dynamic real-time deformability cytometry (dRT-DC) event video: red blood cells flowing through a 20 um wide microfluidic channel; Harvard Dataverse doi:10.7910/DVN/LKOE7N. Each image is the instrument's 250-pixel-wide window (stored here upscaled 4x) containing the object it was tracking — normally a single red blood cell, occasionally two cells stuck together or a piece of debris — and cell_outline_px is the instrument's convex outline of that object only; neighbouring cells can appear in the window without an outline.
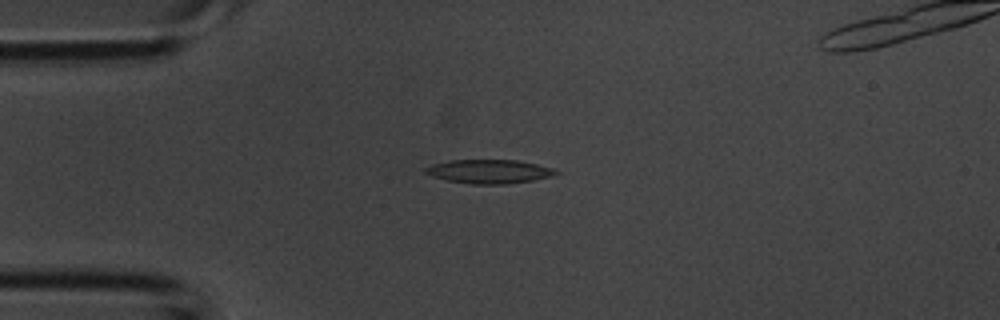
{"species": "common noctule bat (a hibernating species)", "species_latin": "Nyctalus noctula", "temperature_condition": "room temperature", "stored_images_in_passage": 3, "camera_frame_rate_fps": 3000, "um_per_image_px": 0.085, "animal": {"sex": "male", "body_mass_g": 20.1, "forearm_length_mm": 53.5}, "frame": {"image": 1, "passage_image": 2, "time_ms": 0.333, "image_size_px": [1000, 320], "cell_outline_px": [[560, 172], [552, 176], [532, 180], [504, 184], [472, 184], [448, 180], [432, 176], [424, 172], [424, 168], [432, 164], [452, 160], [516, 160], [536, 164], [552, 168]], "centroid_in_image_um": [41.56, 14.57], "position_along_channel_um": 43.4, "area_um2": 17.92}}